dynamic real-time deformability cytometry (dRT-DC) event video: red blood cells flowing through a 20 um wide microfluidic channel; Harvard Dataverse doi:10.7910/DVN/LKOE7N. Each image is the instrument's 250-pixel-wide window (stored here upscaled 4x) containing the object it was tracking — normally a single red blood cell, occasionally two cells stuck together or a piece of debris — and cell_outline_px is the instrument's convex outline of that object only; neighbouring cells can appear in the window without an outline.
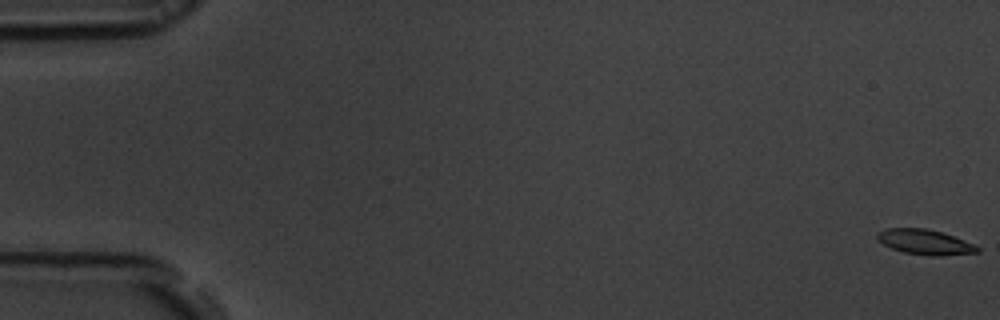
{"species": "common noctule bat (a hibernating species)", "species_latin": "Nyctalus noctula", "temperature_condition": "room temperature", "stored_images_in_passage": 57, "camera_frame_rate_fps": 3000, "um_per_image_px": 0.085, "animal": {"sex": "male", "body_mass_g": 19.5, "forearm_length_mm": 54.6}, "frame": {"image": 1, "passage_image": 1, "time_ms": 0.0, "image_size_px": [1000, 320], "cell_outline_px": [[980, 252], [940, 256], [932, 256], [904, 252], [892, 248], [884, 244], [876, 236], [884, 228], [928, 228], [976, 244], [980, 248]], "centroid_in_image_um": [78.67, 20.57], "position_along_channel_um": 6.3, "area_um2": 14.51}}
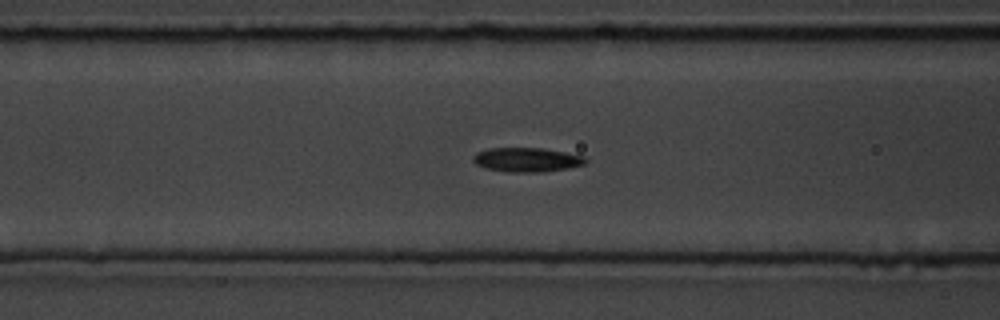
{"frame": {"image": 2, "passage_image": 23, "time_ms": 7.333, "image_size_px": [1000, 320], "cell_outline_px": [[588, 160], [584, 164], [568, 168], [540, 172], [508, 172], [484, 168], [476, 164], [472, 160], [472, 156], [476, 152], [488, 148], [544, 148], [584, 156]], "centroid_in_image_um": [44.74, 13.57], "position_along_channel_um": 121.9, "area_um2": 15.95}}
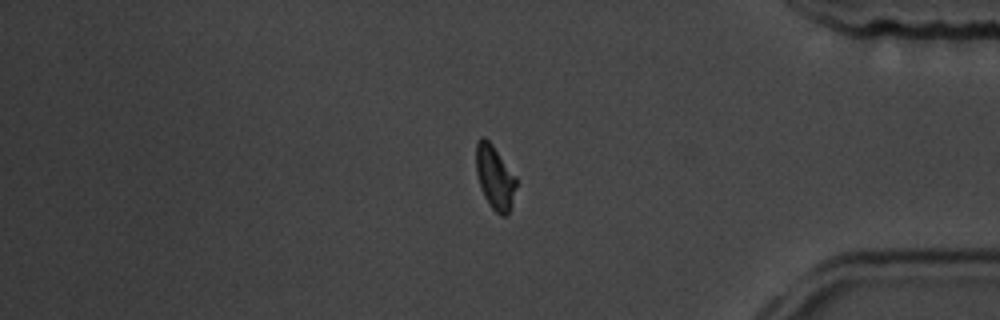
{"frame": {"image": 3, "passage_image": 47, "time_ms": 15.333, "image_size_px": [1000, 320], "cell_outline_px": [[516, 188], [508, 216], [500, 216], [492, 208], [484, 196], [476, 172], [476, 144], [480, 136], [484, 136], [492, 144], [516, 176]], "centroid_in_image_um": [42.06, 15.07], "position_along_channel_um": 393.1, "area_um2": 14.91}, "authors_computed_cell_mechanics": {"area_um2": 15.317, "velocity_mm_per_s": 3.7065, "shape_relaxation_time_tau1_ms": 3.6152, "shape_relaxation_time_tau2_ms": 4.3187, "deformation_change_tau1": 0.1074, "deformation_change_tau2": 0.095}}